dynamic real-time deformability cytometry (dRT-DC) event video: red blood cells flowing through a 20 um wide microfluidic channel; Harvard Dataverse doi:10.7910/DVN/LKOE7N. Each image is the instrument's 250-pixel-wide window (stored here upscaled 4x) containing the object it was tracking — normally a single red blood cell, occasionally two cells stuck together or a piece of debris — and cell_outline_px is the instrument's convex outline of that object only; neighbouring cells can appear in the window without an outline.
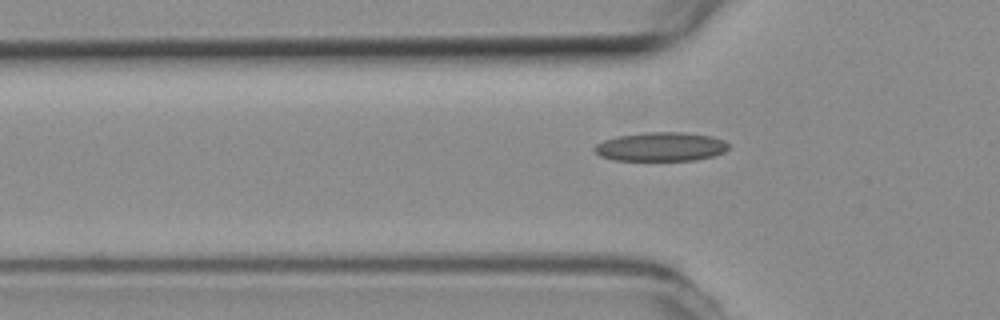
{"species": "common noctule bat (a hibernating species)", "species_latin": "Nyctalus noctula", "temperature_condition": "room temperature", "stored_images_in_passage": 25, "camera_frame_rate_fps": 3000, "um_per_image_px": 0.085, "animal": {"sex": "female", "body_mass_g": 19.3, "forearm_length_mm": 54.1}, "frame": {"image": 1, "passage_image": 7, "time_ms": 2.0, "image_size_px": [1000, 320], "cell_outline_px": [[728, 148], [724, 152], [712, 156], [696, 160], [612, 160], [600, 156], [592, 148], [596, 144], [604, 140], [616, 136], [648, 132], [680, 132], [712, 136], [724, 140], [728, 144]], "centroid_in_image_um": [56.15, 12.47], "position_along_channel_um": 69.6, "area_um2": 22.6}}
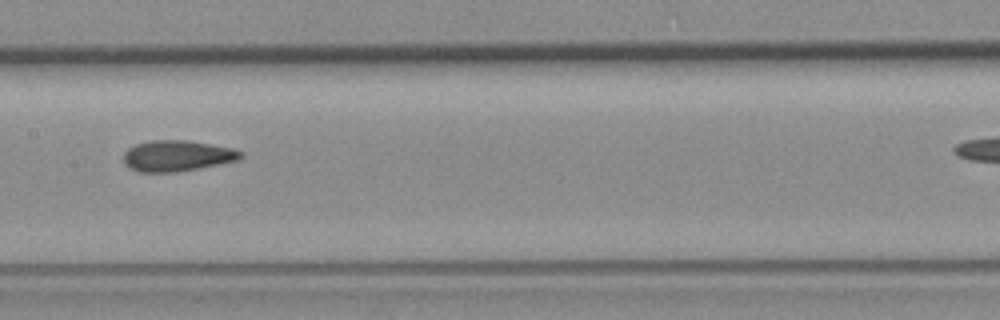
{"frame": {"image": 2, "passage_image": 17, "time_ms": 5.333, "image_size_px": [1000, 320], "cell_outline_px": [[244, 156], [240, 160], [176, 172], [136, 172], [128, 168], [124, 164], [124, 152], [128, 148], [136, 144], [152, 140], [188, 140], [232, 148], [244, 152]], "centroid_in_image_um": [15.05, 13.25], "position_along_channel_um": 192.4, "area_um2": 21.27}}
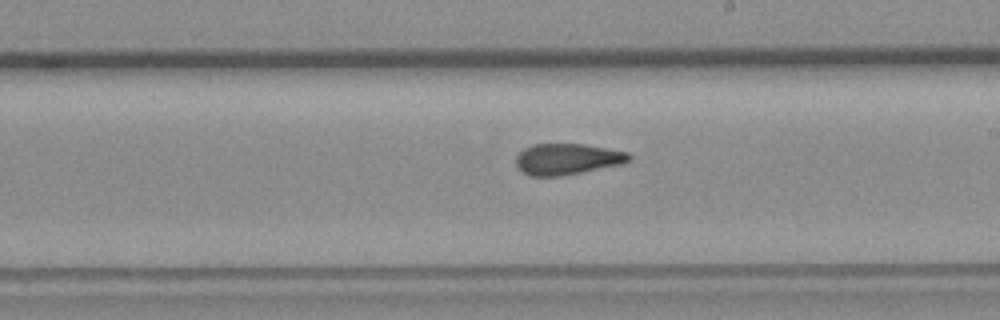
{"frame": {"image": 3, "passage_image": 21, "time_ms": 6.667, "image_size_px": [1000, 320], "cell_outline_px": [[632, 160], [620, 164], [560, 176], [532, 176], [524, 172], [516, 164], [516, 156], [524, 148], [532, 144], [584, 144], [628, 152], [632, 156]], "centroid_in_image_um": [48.22, 13.51], "position_along_channel_um": 240.8, "area_um2": 20.29}}